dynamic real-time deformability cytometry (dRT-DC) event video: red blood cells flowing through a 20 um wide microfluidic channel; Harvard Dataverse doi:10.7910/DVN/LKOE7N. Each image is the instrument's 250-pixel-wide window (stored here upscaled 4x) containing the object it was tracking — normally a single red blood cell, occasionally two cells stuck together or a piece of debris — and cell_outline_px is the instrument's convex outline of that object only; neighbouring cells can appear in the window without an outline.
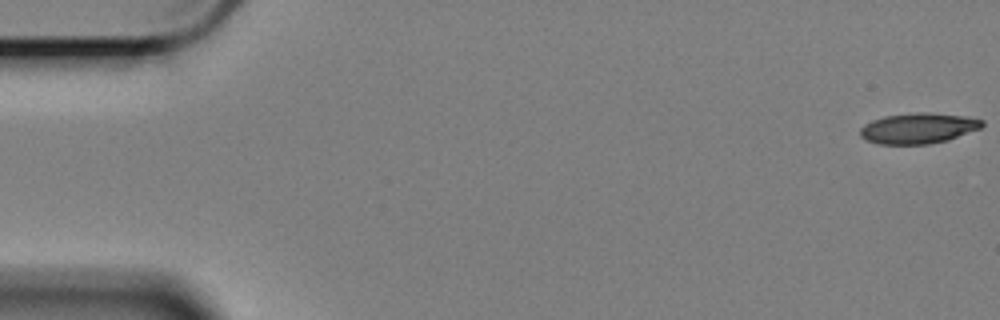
{"species": "Egyptian fruit bat (a non-hibernating species)", "species_latin": "Rousettus aegyptiacus", "temperature_condition": "cold", "stored_images_in_passage": 14, "camera_frame_rate_fps": 3000, "um_per_image_px": 0.085, "animal": {"sex": "female"}, "frame": {"image": 1, "passage_image": 1, "time_ms": 0.0, "image_size_px": [1000, 320], "cell_outline_px": [[984, 124], [980, 128], [948, 140], [928, 144], [876, 144], [864, 140], [860, 136], [860, 128], [864, 124], [872, 120], [884, 116], [916, 112], [928, 112], [964, 116], [984, 120]], "centroid_in_image_um": [78.01, 10.9], "position_along_channel_um": 7.0, "area_um2": 21.85}}